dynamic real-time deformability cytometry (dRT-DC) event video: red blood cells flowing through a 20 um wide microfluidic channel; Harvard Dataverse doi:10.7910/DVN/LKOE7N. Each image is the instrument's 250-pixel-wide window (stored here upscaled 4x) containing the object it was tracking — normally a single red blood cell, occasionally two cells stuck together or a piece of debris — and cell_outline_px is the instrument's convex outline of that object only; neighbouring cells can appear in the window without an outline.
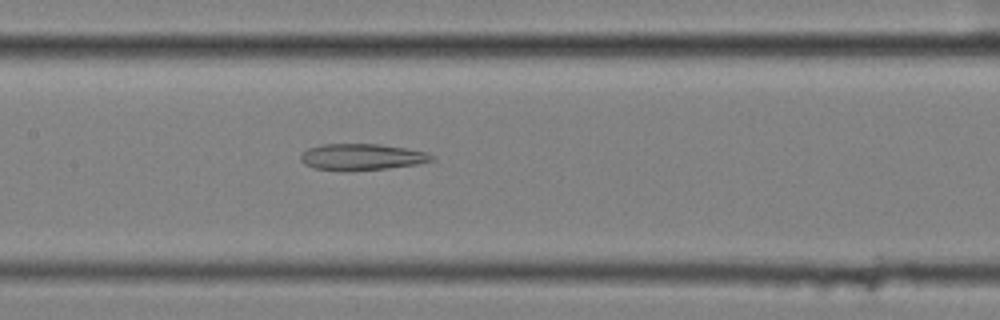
{"species": "common noctule bat (a hibernating species)", "species_latin": "Nyctalus noctula", "temperature_condition": "cold", "stored_images_in_passage": 51, "camera_frame_rate_fps": 3000, "um_per_image_px": 0.085, "animal": {"sex": "female", "body_mass_g": 25.1}, "frame": {"image": 1, "passage_image": 22, "time_ms": 7.0, "image_size_px": [1000, 320], "cell_outline_px": [[436, 160], [416, 164], [384, 168], [312, 168], [304, 164], [300, 160], [300, 156], [308, 148], [320, 144], [380, 144], [408, 148], [424, 152], [432, 156]], "centroid_in_image_um": [30.76, 13.29], "position_along_channel_um": 176.6, "area_um2": 19.25}}
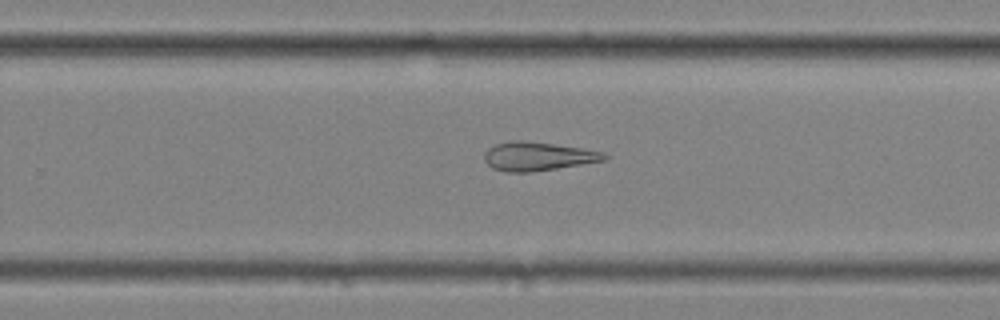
{"frame": {"image": 2, "passage_image": 31, "time_ms": 10.0, "image_size_px": [1000, 320], "cell_outline_px": [[608, 156], [604, 160], [532, 172], [508, 172], [492, 168], [484, 160], [484, 152], [488, 148], [496, 144], [512, 140], [524, 140], [584, 148], [604, 152]], "centroid_in_image_um": [45.68, 13.28], "position_along_channel_um": 284.1, "area_um2": 20.0}}
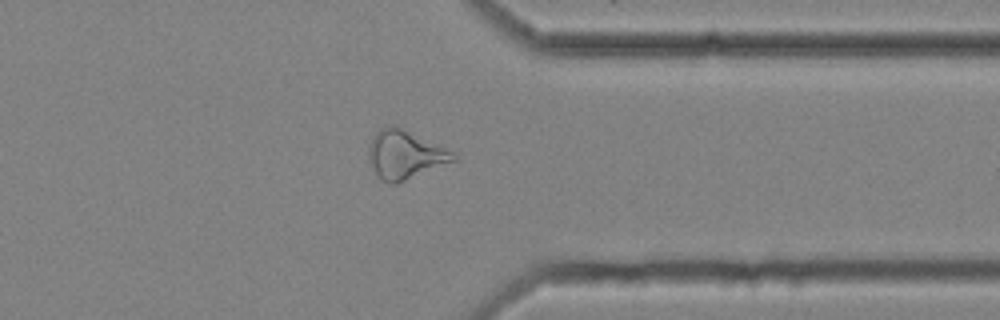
{"frame": {"image": 3, "passage_image": 39, "time_ms": 12.667, "image_size_px": [1000, 320], "cell_outline_px": [[456, 160], [396, 184], [392, 184], [384, 180], [376, 172], [368, 156], [368, 144], [376, 132], [380, 128], [392, 124], [396, 124], [452, 152], [456, 156]], "centroid_in_image_um": [34.39, 13.11], "position_along_channel_um": 377.0, "area_um2": 23.52}}